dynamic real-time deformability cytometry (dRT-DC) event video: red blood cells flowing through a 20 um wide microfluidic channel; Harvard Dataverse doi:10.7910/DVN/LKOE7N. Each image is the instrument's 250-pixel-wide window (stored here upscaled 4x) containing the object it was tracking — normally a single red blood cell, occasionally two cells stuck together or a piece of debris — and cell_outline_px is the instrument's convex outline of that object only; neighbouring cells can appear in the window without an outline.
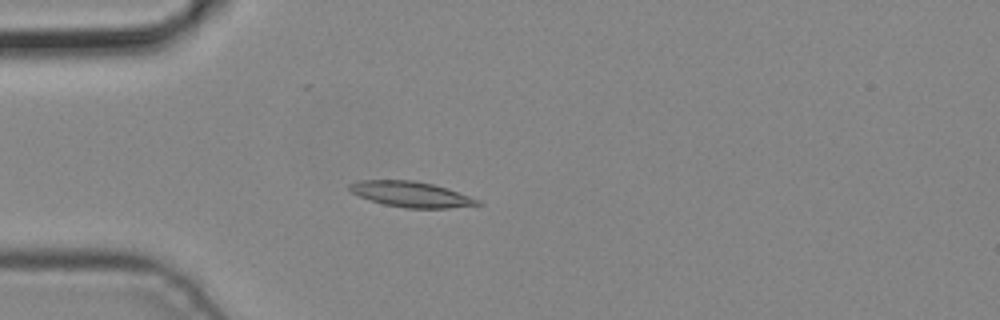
{"species": "common noctule bat (a hibernating species)", "species_latin": "Nyctalus noctula", "temperature_condition": "cold", "stored_images_in_passage": 3, "camera_frame_rate_fps": 3000, "um_per_image_px": 0.085, "animal": {"sex": "male", "body_mass_g": 19.2, "forearm_length_mm": 51.8}, "frame": {"image": 1, "passage_image": 3, "time_ms": 0.667, "image_size_px": [1000, 320], "cell_outline_px": [[484, 204], [448, 208], [408, 208], [384, 204], [360, 196], [352, 192], [348, 188], [348, 184], [360, 180], [412, 180], [432, 184], [448, 188], [480, 200]], "centroid_in_image_um": [34.97, 16.51], "position_along_channel_um": 50.0, "area_um2": 18.9}}